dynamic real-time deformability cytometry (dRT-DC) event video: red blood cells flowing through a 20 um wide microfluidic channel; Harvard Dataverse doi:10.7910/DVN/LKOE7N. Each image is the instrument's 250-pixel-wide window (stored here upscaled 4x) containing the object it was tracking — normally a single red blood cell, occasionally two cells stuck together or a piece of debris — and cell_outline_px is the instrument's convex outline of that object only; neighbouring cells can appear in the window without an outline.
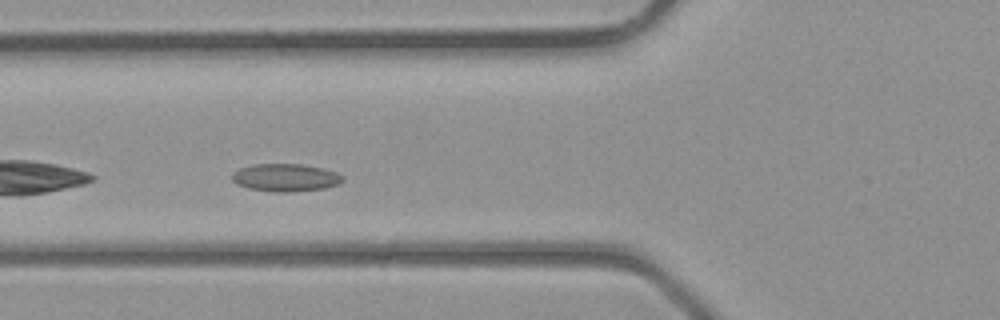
{"species": "common noctule bat (a hibernating species)", "species_latin": "Nyctalus noctula", "temperature_condition": "room temperature", "stored_images_in_passage": 28, "camera_frame_rate_fps": 3000, "um_per_image_px": 0.085, "animal": {"sex": "male", "body_mass_g": 23.1, "forearm_length_mm": 52.7}, "frame": {"image": 1, "passage_image": 5, "time_ms": 1.333, "image_size_px": [1000, 320], "cell_outline_px": [[344, 180], [340, 184], [324, 188], [292, 192], [272, 192], [248, 188], [236, 184], [232, 180], [232, 176], [240, 168], [252, 164], [300, 164], [324, 168], [336, 172], [344, 176]], "centroid_in_image_um": [24.3, 15.1], "position_along_channel_um": 101.5, "area_um2": 17.98}}
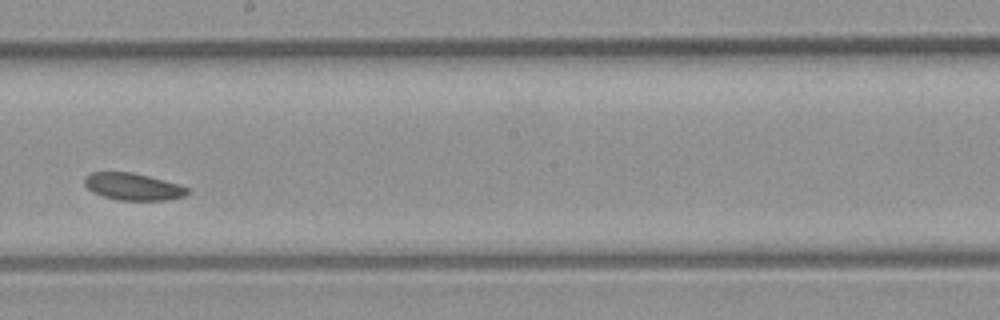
{"frame": {"image": 2, "passage_image": 13, "time_ms": 4.0, "image_size_px": [1000, 320], "cell_outline_px": [[188, 192], [184, 196], [168, 200], [116, 200], [92, 192], [84, 184], [84, 176], [92, 172], [132, 172], [180, 184], [188, 188]], "centroid_in_image_um": [11.29, 15.86], "position_along_channel_um": 236.9, "area_um2": 16.24}}
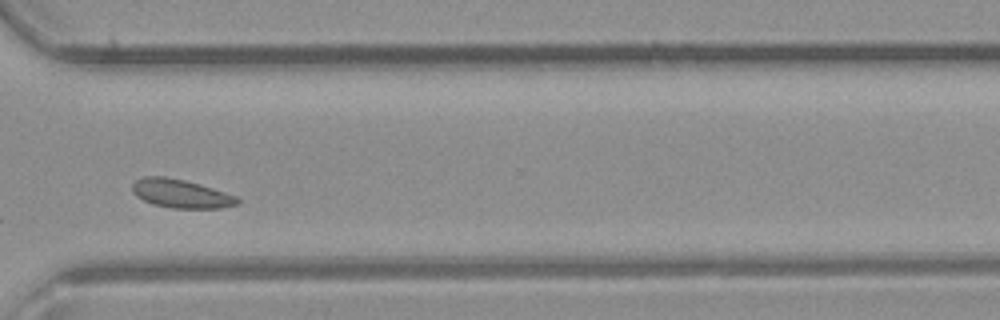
{"frame": {"image": 3, "passage_image": 20, "time_ms": 6.333, "image_size_px": [1000, 320], "cell_outline_px": [[240, 204], [220, 208], [172, 208], [152, 204], [136, 196], [132, 192], [132, 184], [136, 180], [144, 176], [164, 176], [184, 180], [200, 184], [236, 196], [240, 200]], "centroid_in_image_um": [15.37, 16.46], "position_along_channel_um": 355.2, "area_um2": 17.51}}